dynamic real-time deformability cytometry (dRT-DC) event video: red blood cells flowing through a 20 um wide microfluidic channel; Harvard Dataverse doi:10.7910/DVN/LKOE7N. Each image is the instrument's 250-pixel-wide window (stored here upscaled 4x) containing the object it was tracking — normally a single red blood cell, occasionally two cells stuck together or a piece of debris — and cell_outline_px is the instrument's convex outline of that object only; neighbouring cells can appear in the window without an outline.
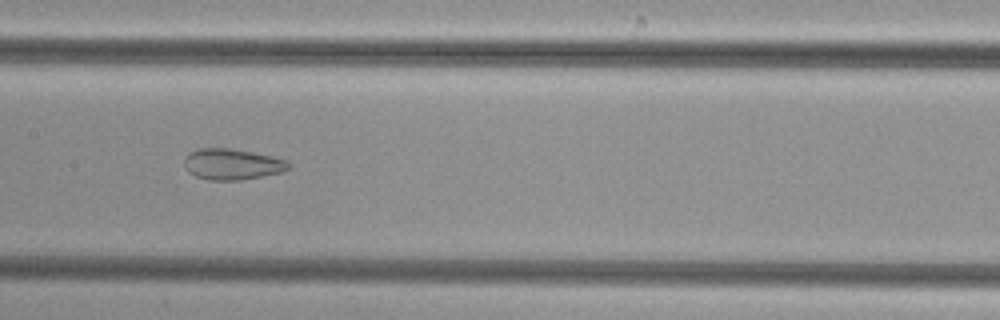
{"species": "common noctule bat (a hibernating species)", "species_latin": "Nyctalus noctula", "temperature_condition": "cold", "stored_images_in_passage": 36, "camera_frame_rate_fps": 3000, "um_per_image_px": 0.085, "animal": {"sex": "female", "body_mass_g": 29.2, "forearm_length_mm": 56.3}, "frame": {"image": 1, "passage_image": 11, "time_ms": 3.333, "image_size_px": [1000, 320], "cell_outline_px": [[292, 168], [284, 172], [240, 180], [208, 180], [196, 176], [188, 172], [184, 164], [184, 160], [188, 152], [200, 148], [228, 148], [252, 152], [272, 156], [288, 160], [292, 164]], "centroid_in_image_um": [19.77, 13.96], "position_along_channel_um": 187.6, "area_um2": 19.07}}